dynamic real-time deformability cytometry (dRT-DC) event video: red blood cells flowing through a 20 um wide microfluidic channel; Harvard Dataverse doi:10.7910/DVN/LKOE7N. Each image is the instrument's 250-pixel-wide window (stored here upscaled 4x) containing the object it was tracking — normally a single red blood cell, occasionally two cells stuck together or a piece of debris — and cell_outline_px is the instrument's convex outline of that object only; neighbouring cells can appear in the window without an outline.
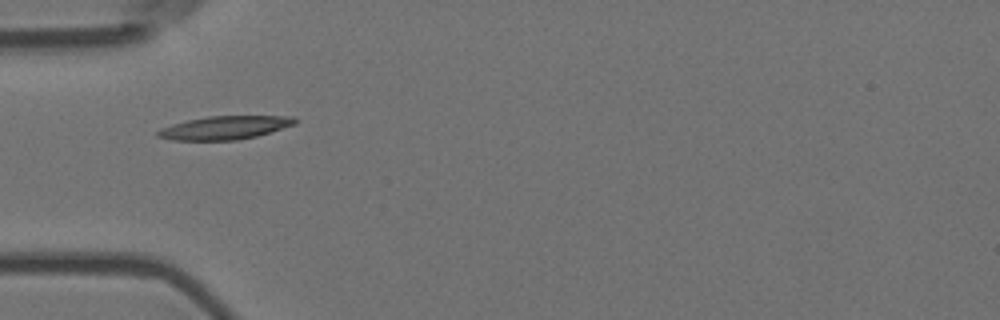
{"species": "Egyptian fruit bat (a non-hibernating species)", "species_latin": "Rousettus aegyptiacus", "temperature_condition": "room temperature", "stored_images_in_passage": 38, "camera_frame_rate_fps": 3000, "um_per_image_px": 0.085, "animal": {"sex": "female"}, "frame": {"image": 1, "passage_image": 1, "time_ms": 0.0, "image_size_px": [1000, 320], "cell_outline_px": [[296, 124], [256, 136], [236, 140], [172, 140], [156, 136], [156, 132], [160, 128], [172, 124], [188, 120], [208, 116], [292, 116], [296, 120]], "centroid_in_image_um": [19.07, 10.85], "position_along_channel_um": 65.9, "area_um2": 18.55}}
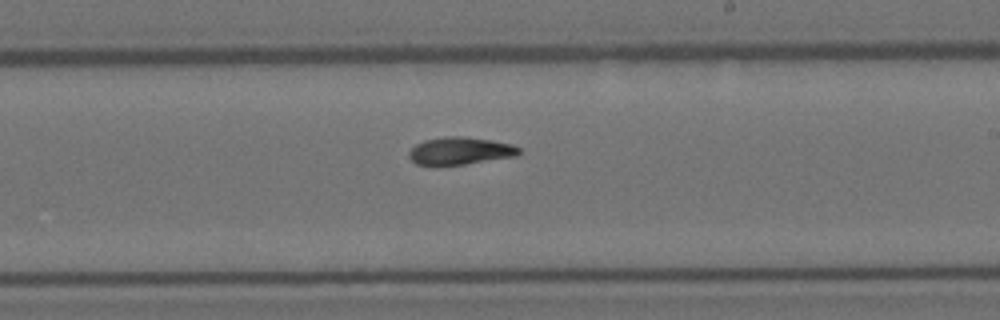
{"frame": {"image": 2, "passage_image": 16, "time_ms": 5.0, "image_size_px": [1000, 320], "cell_outline_px": [[520, 152], [516, 156], [464, 164], [416, 164], [408, 156], [408, 152], [416, 144], [424, 140], [448, 136], [464, 136], [492, 140], [512, 144], [520, 148]], "centroid_in_image_um": [39.13, 12.8], "position_along_channel_um": 249.9, "area_um2": 17.4}}
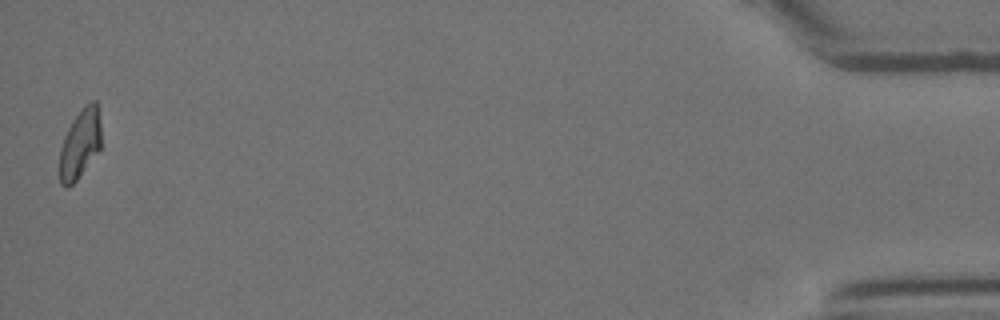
{"frame": {"image": 3, "passage_image": 38, "time_ms": 12.333, "image_size_px": [1000, 320], "cell_outline_px": [[100, 148], [76, 180], [68, 188], [64, 188], [60, 184], [60, 148], [64, 136], [72, 120], [84, 104], [92, 100], [96, 100], [100, 124]], "centroid_in_image_um": [6.78, 12.21], "position_along_channel_um": 428.4, "area_um2": 16.65}, "authors_computed_cell_mechanics": {"area_um2": 17.5423, "velocity_mm_per_s": 3.6924, "shape_relaxation_time_tau1_ms": 6.9296, "shape_relaxation_time_tau2_ms": 3.6581, "deformation_change_tau1": 0.2219, "deformation_change_tau2": 0.0979}}